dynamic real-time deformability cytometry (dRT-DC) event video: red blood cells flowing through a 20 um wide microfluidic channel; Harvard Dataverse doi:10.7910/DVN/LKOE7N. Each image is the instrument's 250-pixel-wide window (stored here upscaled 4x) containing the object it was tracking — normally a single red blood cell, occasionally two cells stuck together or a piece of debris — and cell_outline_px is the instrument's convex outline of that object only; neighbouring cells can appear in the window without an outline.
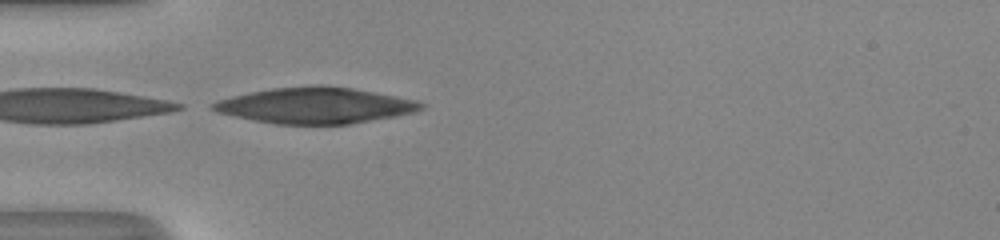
{"species": "human", "species_latin": "Homo sapiens", "temperature_condition": "room temperature", "stored_images_in_passage": 2, "camera_frame_rate_fps": 3000, "um_per_image_px": 0.085, "donor": {"sex": "male"}, "frame": {"image": 1, "passage_image": 2, "time_ms": 0.333, "image_size_px": [1000, 240], "cell_outline_px": [[428, 104], [424, 108], [416, 112], [396, 116], [352, 124], [276, 124], [252, 120], [216, 112], [208, 108], [208, 104], [216, 100], [232, 96], [272, 88], [316, 84], [320, 84], [352, 88], [420, 100]], "centroid_in_image_um": [26.83, 8.96], "position_along_channel_um": 58.2, "area_um2": 44.27}}